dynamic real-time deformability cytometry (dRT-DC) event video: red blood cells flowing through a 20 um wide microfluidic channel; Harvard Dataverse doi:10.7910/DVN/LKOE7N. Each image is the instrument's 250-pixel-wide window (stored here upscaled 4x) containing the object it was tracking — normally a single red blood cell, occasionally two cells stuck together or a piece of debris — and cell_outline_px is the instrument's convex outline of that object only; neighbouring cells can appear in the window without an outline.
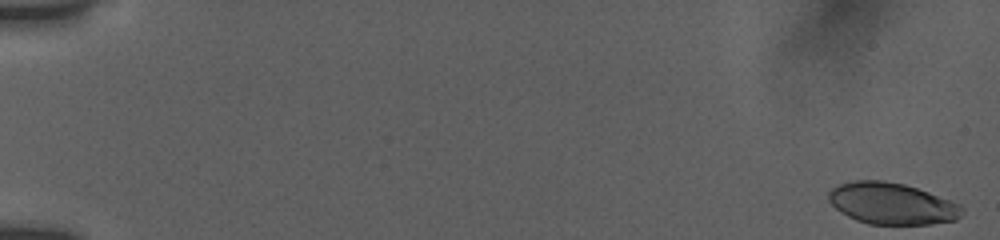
{"species": "human", "species_latin": "Homo sapiens", "temperature_condition": "room temperature", "stored_images_in_passage": 55, "camera_frame_rate_fps": 3000, "um_per_image_px": 0.085, "donor": {"sex": "female"}, "frame": {"image": 1, "passage_image": 1, "time_ms": 0.0, "image_size_px": [1000, 240], "cell_outline_px": [[964, 212], [956, 220], [932, 224], [868, 224], [856, 220], [840, 212], [828, 200], [828, 192], [832, 188], [840, 184], [856, 180], [884, 180], [904, 184], [928, 192], [960, 204], [964, 208]], "centroid_in_image_um": [75.81, 17.3], "position_along_channel_um": 9.2, "area_um2": 32.31}}
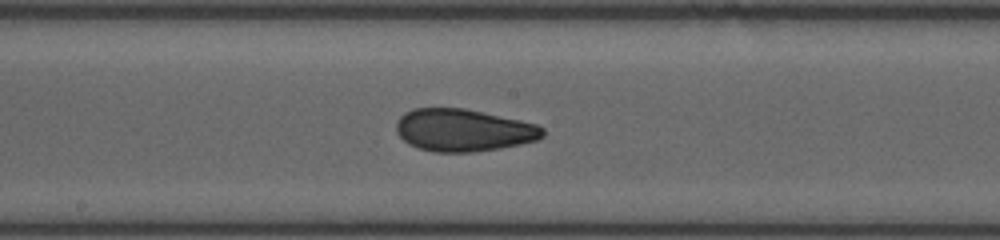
{"frame": {"image": 2, "passage_image": 31, "time_ms": 10.0, "image_size_px": [1000, 240], "cell_outline_px": [[544, 136], [536, 140], [520, 144], [500, 148], [472, 152], [432, 152], [408, 144], [396, 132], [396, 120], [404, 112], [412, 108], [464, 108], [520, 120], [536, 124], [544, 128]], "centroid_in_image_um": [39.36, 11.06], "position_along_channel_um": 208.8, "area_um2": 36.24}}
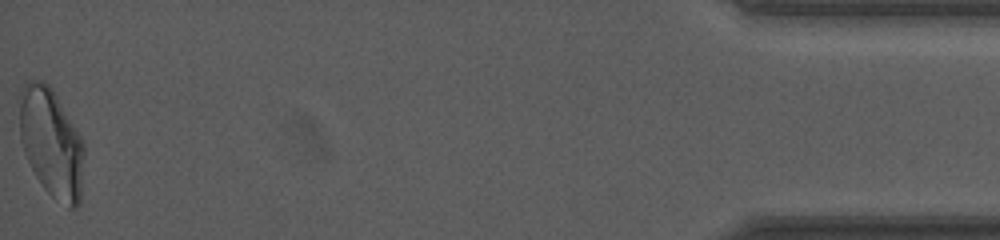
{"frame": {"image": 3, "passage_image": 55, "time_ms": 18.0, "image_size_px": [1000, 240], "cell_outline_px": [[84, 152], [80, 204], [76, 208], [68, 208], [52, 196], [44, 188], [36, 176], [24, 152], [20, 140], [16, 100], [20, 88], [28, 80], [44, 80], [52, 88], [80, 136], [84, 144]], "centroid_in_image_um": [4.31, 12.08], "position_along_channel_um": 430.9, "area_um2": 41.62}, "authors_computed_cell_mechanics": {"area_um2": 35.9516, "velocity_mm_per_s": 3.8393, "shape_relaxation_time_tau1_ms": 9.3184, "shape_relaxation_time_tau2_ms": 1.5323, "deformation_change_tau1": 0.2056, "deformation_change_tau2": 0.0789}}